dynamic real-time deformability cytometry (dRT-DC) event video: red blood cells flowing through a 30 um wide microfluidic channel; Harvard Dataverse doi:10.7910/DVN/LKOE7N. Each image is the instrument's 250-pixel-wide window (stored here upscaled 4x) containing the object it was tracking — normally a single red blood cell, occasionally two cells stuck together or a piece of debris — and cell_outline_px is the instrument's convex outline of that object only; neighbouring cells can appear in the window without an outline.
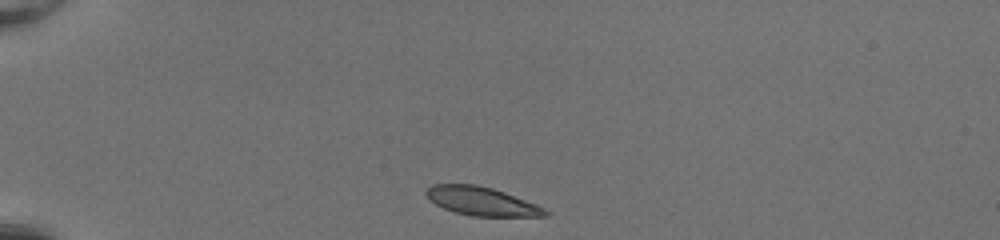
{"species": "common noctule bat (a hibernating species)", "species_latin": "Nyctalus noctula", "temperature_condition": "room temperature", "stored_images_in_passage": 38, "camera_frame_rate_fps": 3000, "um_per_image_px": 0.085, "animal": {"sex": "female", "body_mass_g": 20.0, "forearm_length_mm": 54.0}, "frame": {"image": 1, "passage_image": 1, "time_ms": 0.0, "image_size_px": [1000, 240], "cell_outline_px": [[552, 212], [548, 216], [472, 216], [456, 212], [444, 208], [428, 200], [424, 192], [432, 184], [476, 184], [492, 188], [504, 192], [536, 204]], "centroid_in_image_um": [40.94, 17.1], "position_along_channel_um": 44.1, "area_um2": 19.83}}
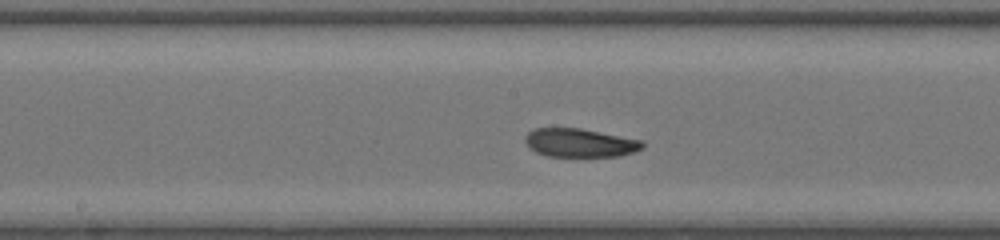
{"frame": {"image": 2, "passage_image": 16, "time_ms": 5.0, "image_size_px": [1000, 240], "cell_outline_px": [[644, 148], [620, 156], [548, 156], [536, 152], [524, 140], [524, 136], [528, 132], [536, 128], [580, 128], [644, 140]], "centroid_in_image_um": [49.33, 12.13], "position_along_channel_um": 198.9, "area_um2": 19.48}}
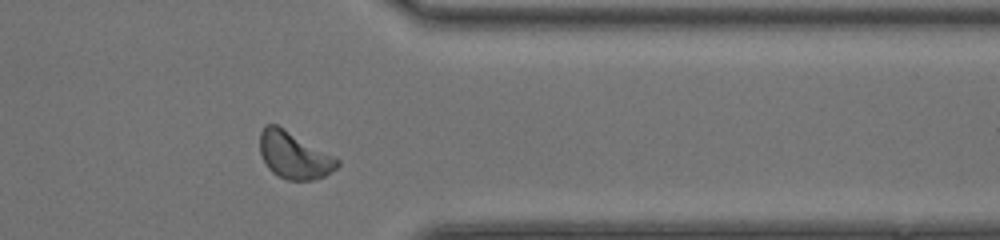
{"frame": {"image": 3, "passage_image": 30, "time_ms": 9.667, "image_size_px": [1000, 240], "cell_outline_px": [[340, 164], [336, 168], [324, 176], [312, 180], [288, 180], [276, 176], [268, 168], [260, 152], [260, 132], [268, 124], [276, 124], [284, 128], [340, 160]], "centroid_in_image_um": [24.98, 13.21], "position_along_channel_um": 386.4, "area_um2": 20.87}, "authors_computed_cell_mechanics": {"area_um2": 20.1433, "velocity_mm_per_s": 4.0975, "shape_relaxation_time_tau1_ms": null, "shape_relaxation_time_tau2_ms": 1.5574, "deformation_change_tau1": null, "deformation_change_tau2": 0.0619}}